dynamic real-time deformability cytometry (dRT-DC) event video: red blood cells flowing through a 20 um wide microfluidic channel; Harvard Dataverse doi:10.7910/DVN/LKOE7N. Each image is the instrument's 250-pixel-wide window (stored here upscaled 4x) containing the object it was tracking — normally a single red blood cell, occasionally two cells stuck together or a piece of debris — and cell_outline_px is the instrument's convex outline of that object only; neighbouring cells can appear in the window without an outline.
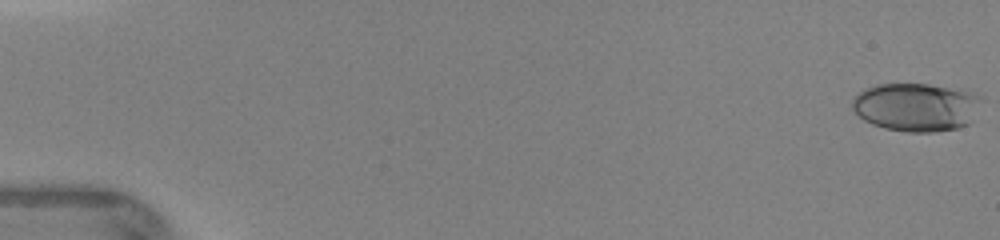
{"species": "human", "species_latin": "Homo sapiens", "temperature_condition": "warm", "stored_images_in_passage": 19, "camera_frame_rate_fps": 3000, "um_per_image_px": 0.085, "donor": {"sex": "female"}, "frame": {"image": 1, "passage_image": 1, "time_ms": 0.0, "image_size_px": [1000, 240], "cell_outline_px": [[984, 100], [972, 120], [968, 124], [956, 128], [936, 132], [908, 132], [884, 128], [872, 124], [864, 120], [852, 108], [852, 96], [864, 88], [876, 84], [928, 84], [968, 88], [984, 96]], "centroid_in_image_um": [77.95, 9.07], "position_along_channel_um": 7.0, "area_um2": 37.4}}
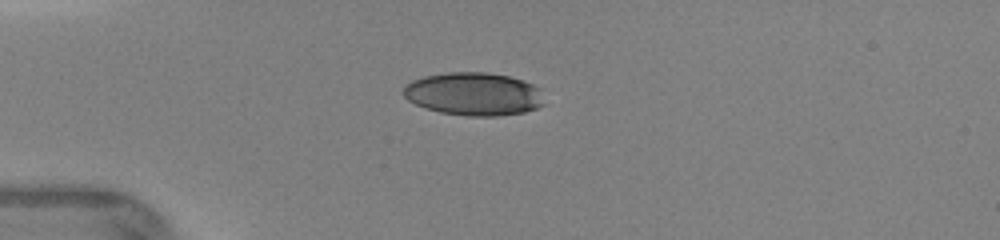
{"frame": {"image": 2, "passage_image": 10, "time_ms": 4.0, "image_size_px": [1000, 240], "cell_outline_px": [[544, 104], [536, 108], [524, 112], [496, 116], [468, 116], [440, 112], [416, 104], [408, 100], [400, 92], [412, 80], [424, 76], [448, 72], [484, 72], [508, 76], [524, 80], [540, 88]], "centroid_in_image_um": [40.27, 7.98], "position_along_channel_um": 44.7, "area_um2": 35.32}}